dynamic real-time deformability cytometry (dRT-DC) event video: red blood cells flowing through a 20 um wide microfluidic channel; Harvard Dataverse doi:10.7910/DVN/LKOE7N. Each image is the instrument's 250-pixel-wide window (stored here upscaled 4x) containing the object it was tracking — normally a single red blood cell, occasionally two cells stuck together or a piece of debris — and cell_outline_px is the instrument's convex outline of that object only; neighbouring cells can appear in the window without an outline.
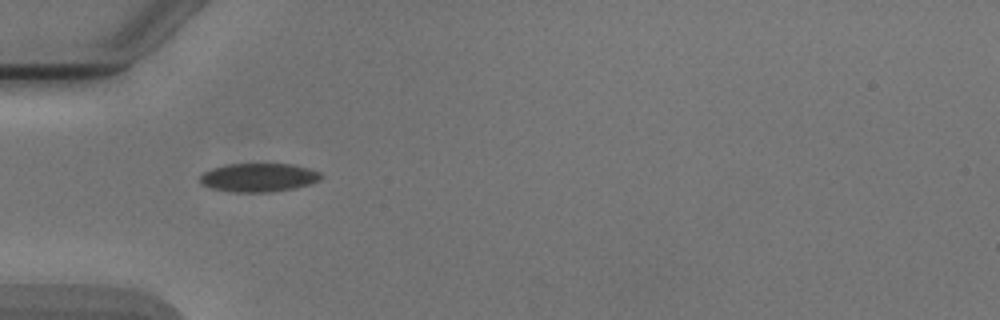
{"species": "Egyptian fruit bat (a non-hibernating species)", "species_latin": "Rousettus aegyptiacus", "temperature_condition": "cold", "stored_images_in_passage": 6, "camera_frame_rate_fps": 3000, "um_per_image_px": 0.085, "animal": {"sex": "male"}, "frame": {"image": 1, "passage_image": 4, "time_ms": 4.667, "image_size_px": [1000, 320], "cell_outline_px": [[324, 176], [320, 180], [308, 184], [292, 188], [272, 192], [232, 192], [212, 188], [200, 184], [200, 176], [204, 172], [212, 168], [228, 164], [292, 164], [308, 168], [320, 172]], "centroid_in_image_um": [21.98, 15.09], "position_along_channel_um": 63.0, "area_um2": 20.11}}
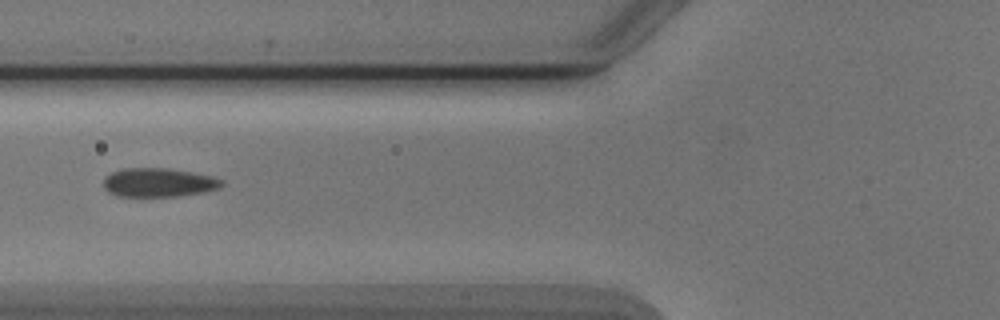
{"frame": {"image": 2, "passage_image": 5, "time_ms": 6.0, "image_size_px": [1000, 320], "cell_outline_px": [[224, 184], [220, 188], [180, 196], [116, 196], [108, 192], [104, 188], [104, 176], [112, 172], [124, 168], [168, 168], [212, 176], [224, 180]], "centroid_in_image_um": [13.46, 15.51], "position_along_channel_um": 112.3, "area_um2": 19.88}}
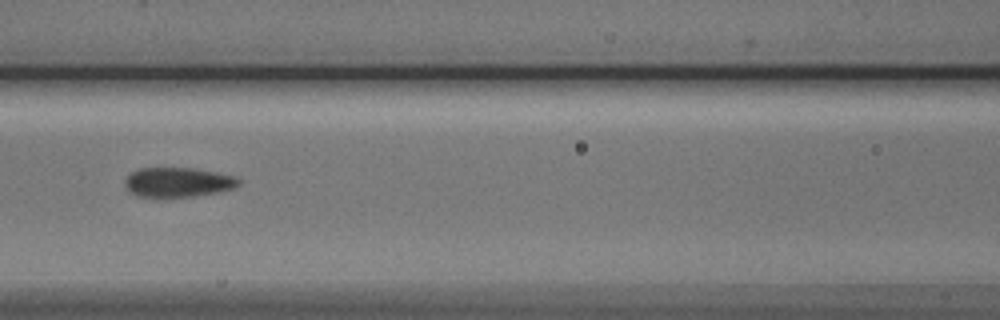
{"frame": {"image": 3, "passage_image": 6, "time_ms": 7.0, "image_size_px": [1000, 320], "cell_outline_px": [[240, 184], [232, 188], [216, 192], [192, 196], [136, 196], [124, 184], [124, 180], [132, 172], [140, 168], [196, 168], [236, 176], [240, 180]], "centroid_in_image_um": [15.14, 15.47], "position_along_channel_um": 151.5, "area_um2": 19.31}}